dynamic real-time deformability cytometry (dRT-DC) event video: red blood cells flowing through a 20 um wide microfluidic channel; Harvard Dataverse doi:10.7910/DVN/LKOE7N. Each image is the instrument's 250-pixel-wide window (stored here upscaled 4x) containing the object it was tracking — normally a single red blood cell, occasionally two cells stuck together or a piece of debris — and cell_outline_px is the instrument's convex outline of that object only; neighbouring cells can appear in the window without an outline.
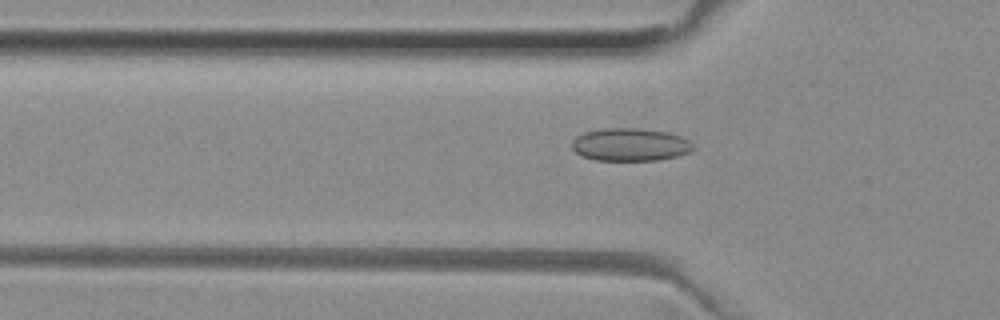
{"species": "common noctule bat (a hibernating species)", "species_latin": "Nyctalus noctula", "temperature_condition": "room temperature", "stored_images_in_passage": 39, "camera_frame_rate_fps": 3000, "um_per_image_px": 0.085, "animal": {"sex": "female", "body_mass_g": 29.2, "forearm_length_mm": 56.3}, "frame": {"image": 1, "passage_image": 4, "time_ms": 1.0, "image_size_px": [1000, 320], "cell_outline_px": [[696, 148], [688, 152], [676, 156], [656, 160], [596, 160], [580, 156], [572, 148], [572, 140], [576, 136], [584, 132], [604, 128], [640, 128], [668, 132], [680, 136], [688, 140]], "centroid_in_image_um": [53.54, 12.28], "position_along_channel_um": 72.3, "area_um2": 23.24}}
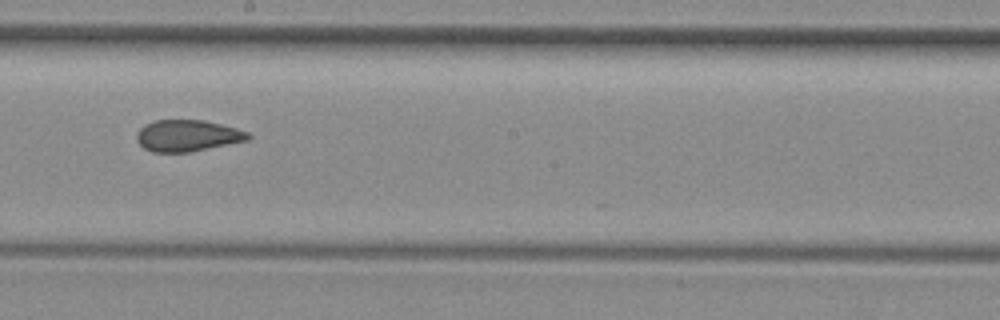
{"frame": {"image": 2, "passage_image": 16, "time_ms": 5.0, "image_size_px": [1000, 320], "cell_outline_px": [[252, 136], [248, 140], [188, 152], [152, 152], [144, 148], [136, 140], [136, 132], [144, 124], [156, 120], [204, 120], [236, 128], [248, 132]], "centroid_in_image_um": [15.9, 11.52], "position_along_channel_um": 232.3, "area_um2": 20.4}}
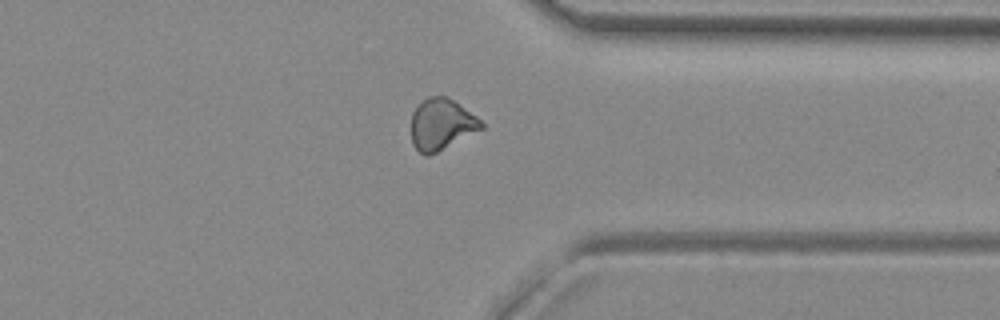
{"frame": {"image": 3, "passage_image": 27, "time_ms": 8.667, "image_size_px": [1000, 320], "cell_outline_px": [[484, 128], [428, 156], [424, 156], [412, 144], [412, 112], [428, 96], [444, 96], [452, 100], [476, 116], [484, 124]], "centroid_in_image_um": [37.51, 10.58], "position_along_channel_um": 373.9, "area_um2": 20.52}, "authors_computed_cell_mechanics": {"area_um2": 20.9814, "velocity_mm_per_s": 3.9854, "shape_relaxation_time_tau1_ms": null, "shape_relaxation_time_tau2_ms": 1.7742, "deformation_change_tau1": null, "deformation_change_tau2": 0.0751}}